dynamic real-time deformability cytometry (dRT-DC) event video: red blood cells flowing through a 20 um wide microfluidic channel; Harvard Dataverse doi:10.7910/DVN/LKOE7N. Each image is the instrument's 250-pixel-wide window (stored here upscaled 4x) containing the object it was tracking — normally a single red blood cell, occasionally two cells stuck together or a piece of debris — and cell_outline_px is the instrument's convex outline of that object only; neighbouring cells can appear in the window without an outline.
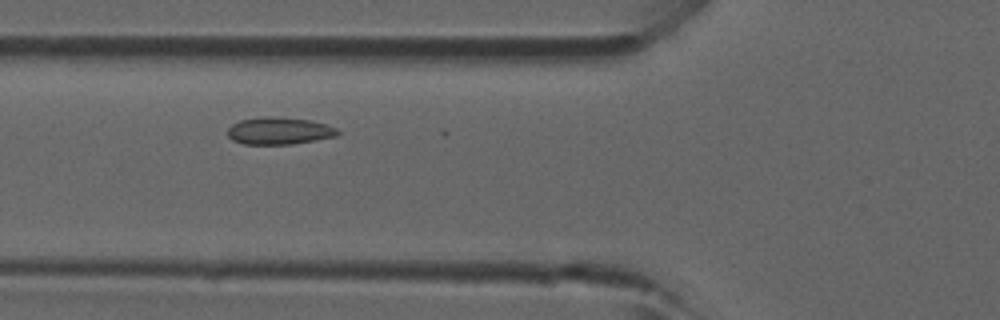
{"species": "common noctule bat (a hibernating species)", "species_latin": "Nyctalus noctula", "temperature_condition": "room temperature", "stored_images_in_passage": 15, "camera_frame_rate_fps": 3000, "um_per_image_px": 0.085, "animal": {"sex": "male", "forearm_length_mm": 52.5}, "frame": {"image": 1, "passage_image": 9, "time_ms": 2.667, "image_size_px": [1000, 320], "cell_outline_px": [[340, 132], [336, 136], [292, 144], [244, 144], [232, 140], [228, 136], [228, 128], [232, 124], [240, 120], [264, 116], [272, 116], [308, 120], [324, 124], [336, 128]], "centroid_in_image_um": [23.69, 11.12], "position_along_channel_um": 102.1, "area_um2": 17.28}}